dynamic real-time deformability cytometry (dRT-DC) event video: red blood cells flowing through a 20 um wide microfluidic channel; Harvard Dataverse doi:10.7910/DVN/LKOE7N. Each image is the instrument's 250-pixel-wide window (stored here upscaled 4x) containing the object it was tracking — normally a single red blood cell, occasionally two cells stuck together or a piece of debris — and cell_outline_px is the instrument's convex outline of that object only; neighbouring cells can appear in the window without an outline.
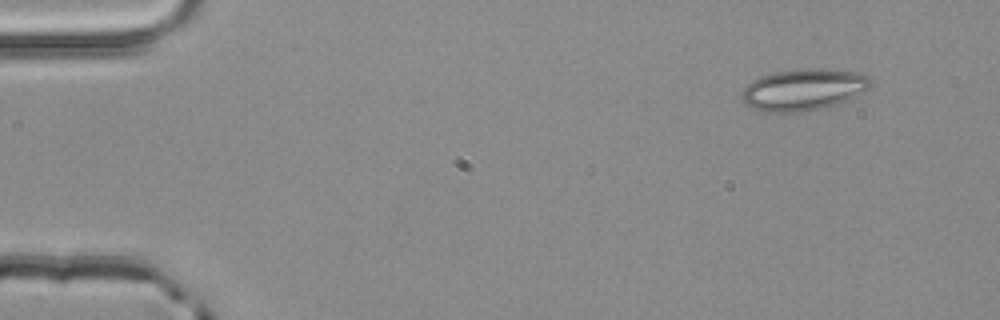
{"species": "common noctule bat (a hibernating species)", "species_latin": "Nyctalus noctula", "temperature_condition": "room temperature", "stored_images_in_passage": 4, "camera_frame_rate_fps": 3000, "um_per_image_px": 0.085, "animal": {"sex": "male", "body_mass_g": 20.4}, "frame": {"image": 1, "passage_image": 1, "time_ms": 0.0, "image_size_px": [1000, 320], "cell_outline_px": [[872, 84], [864, 92], [836, 104], [804, 112], [764, 112], [748, 104], [740, 96], [740, 92], [752, 80], [760, 76], [776, 72], [800, 68], [824, 68], [860, 72], [868, 76], [872, 80]], "centroid_in_image_um": [68.32, 7.59], "position_along_channel_um": 16.7, "area_um2": 31.33}}